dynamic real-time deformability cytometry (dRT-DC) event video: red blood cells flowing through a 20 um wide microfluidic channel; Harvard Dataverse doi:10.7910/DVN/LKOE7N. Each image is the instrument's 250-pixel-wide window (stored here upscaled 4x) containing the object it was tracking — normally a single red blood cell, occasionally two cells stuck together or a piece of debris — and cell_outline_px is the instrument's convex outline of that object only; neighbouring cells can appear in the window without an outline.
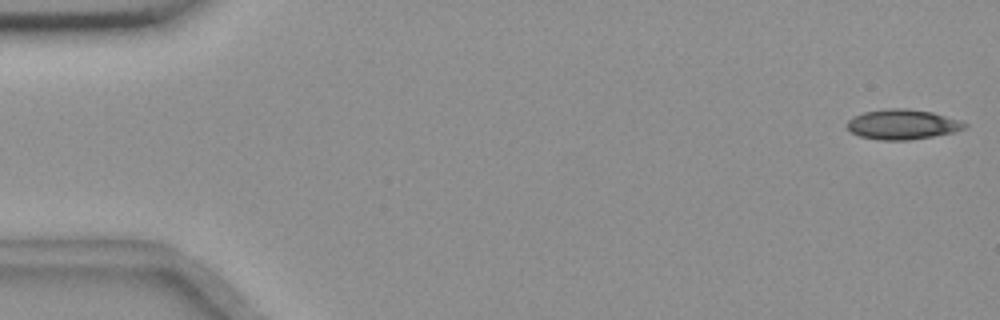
{"species": "common noctule bat (a hibernating species)", "species_latin": "Nyctalus noctula", "temperature_condition": "room temperature", "stored_images_in_passage": 7, "camera_frame_rate_fps": 3000, "um_per_image_px": 0.085, "animal": {"sex": "female", "body_mass_g": 18.4}, "frame": {"image": 1, "passage_image": 1, "time_ms": 0.0, "image_size_px": [1000, 320], "cell_outline_px": [[968, 128], [952, 132], [932, 136], [908, 140], [880, 140], [860, 136], [852, 132], [848, 128], [848, 120], [852, 116], [864, 112], [888, 108], [908, 108], [932, 112], [960, 120], [968, 124]], "centroid_in_image_um": [76.72, 10.56], "position_along_channel_um": 8.3, "area_um2": 20.52}}
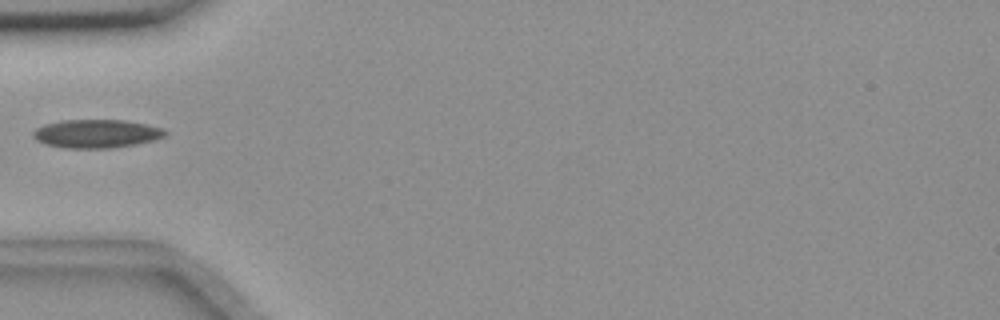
{"frame": {"image": 2, "passage_image": 6, "time_ms": 5.667, "image_size_px": [1000, 320], "cell_outline_px": [[168, 132], [164, 136], [156, 140], [136, 144], [112, 148], [64, 148], [44, 144], [36, 140], [32, 136], [32, 132], [36, 128], [44, 124], [60, 120], [124, 120], [148, 124], [164, 128]], "centroid_in_image_um": [8.2, 11.36], "position_along_channel_um": 76.8, "area_um2": 22.2}}